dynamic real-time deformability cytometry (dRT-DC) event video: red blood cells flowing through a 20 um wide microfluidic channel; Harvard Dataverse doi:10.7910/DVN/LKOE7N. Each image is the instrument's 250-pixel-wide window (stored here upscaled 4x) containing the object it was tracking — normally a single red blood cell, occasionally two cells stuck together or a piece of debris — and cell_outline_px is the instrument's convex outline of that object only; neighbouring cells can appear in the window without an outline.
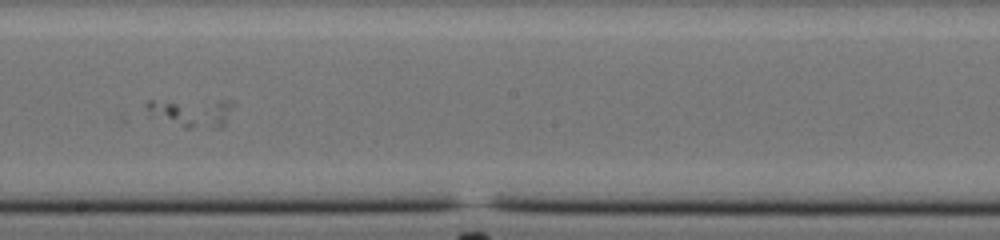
{"species": "common noctule bat (a hibernating species)", "species_latin": "Nyctalus noctula", "temperature_condition": "cold", "stored_images_in_passage": 22, "camera_frame_rate_fps": 3000, "um_per_image_px": 0.085, "animal": {"sex": "male", "body_mass_g": 20.0, "forearm_length_mm": 53.3}, "frame": {"image": 1, "passage_image": 16, "time_ms": 5.0, "image_size_px": [1000, 240], "cell_outline_px": [[232, 104], [224, 128], [184, 128], [148, 116], [144, 104], [148, 100], [220, 100]], "centroid_in_image_um": [16.17, 9.58], "position_along_channel_um": 232.0, "area_um2": 14.8}}